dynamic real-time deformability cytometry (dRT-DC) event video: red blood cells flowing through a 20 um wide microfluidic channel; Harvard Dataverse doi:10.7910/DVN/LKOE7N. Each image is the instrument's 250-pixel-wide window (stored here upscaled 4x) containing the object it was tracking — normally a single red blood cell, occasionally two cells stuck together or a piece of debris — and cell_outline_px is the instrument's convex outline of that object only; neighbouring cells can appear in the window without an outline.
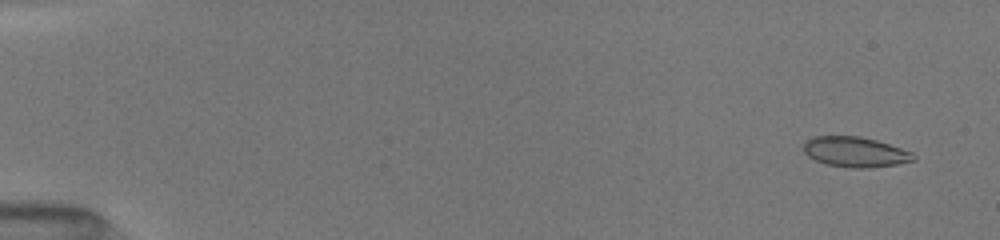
{"species": "common noctule bat (a hibernating species)", "species_latin": "Nyctalus noctula", "temperature_condition": "room temperature", "stored_images_in_passage": 51, "camera_frame_rate_fps": 3000, "um_per_image_px": 0.085, "animal": {"sex": "female", "body_mass_g": 19.5, "forearm_length_mm": 54.1}, "frame": {"image": 1, "passage_image": 3, "time_ms": 0.667, "image_size_px": [1000, 240], "cell_outline_px": [[916, 160], [896, 164], [868, 168], [848, 168], [828, 164], [816, 160], [808, 156], [804, 152], [804, 144], [808, 140], [816, 136], [860, 136], [876, 140], [912, 152], [916, 156]], "centroid_in_image_um": [72.71, 12.92], "position_along_channel_um": 12.3, "area_um2": 19.19}}
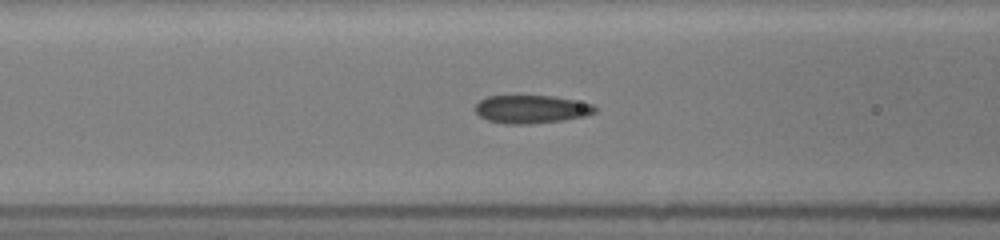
{"frame": {"image": 2, "passage_image": 22, "time_ms": 7.0, "image_size_px": [1000, 240], "cell_outline_px": [[596, 112], [584, 116], [564, 120], [532, 124], [504, 124], [488, 120], [480, 116], [476, 112], [476, 104], [480, 100], [488, 96], [552, 96], [592, 104], [596, 108]], "centroid_in_image_um": [45.15, 9.29], "position_along_channel_um": 121.5, "area_um2": 19.48}}
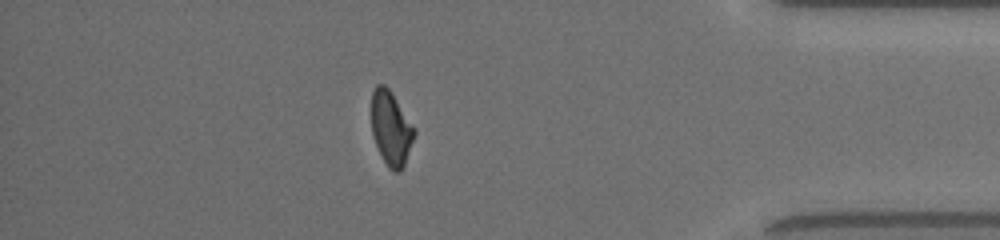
{"frame": {"image": 3, "passage_image": 45, "time_ms": 14.667, "image_size_px": [1000, 240], "cell_outline_px": [[416, 132], [404, 164], [400, 172], [392, 172], [388, 168], [376, 144], [372, 132], [372, 92], [376, 84], [384, 84], [392, 92]], "centroid_in_image_um": [33.22, 10.9], "position_along_channel_um": 402.0, "area_um2": 18.15}, "authors_computed_cell_mechanics": {"area_um2": 19.4786, "velocity_mm_per_s": 4.0729, "shape_relaxation_time_tau1_ms": null, "shape_relaxation_time_tau2_ms": 2.3797, "deformation_change_tau1": null, "deformation_change_tau2": 0.0722}}